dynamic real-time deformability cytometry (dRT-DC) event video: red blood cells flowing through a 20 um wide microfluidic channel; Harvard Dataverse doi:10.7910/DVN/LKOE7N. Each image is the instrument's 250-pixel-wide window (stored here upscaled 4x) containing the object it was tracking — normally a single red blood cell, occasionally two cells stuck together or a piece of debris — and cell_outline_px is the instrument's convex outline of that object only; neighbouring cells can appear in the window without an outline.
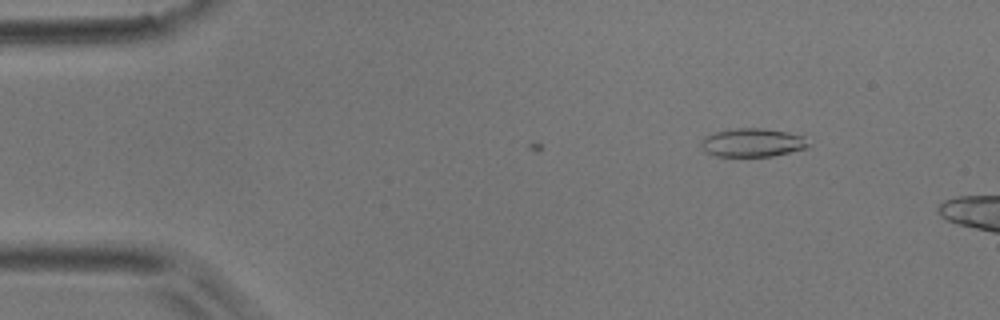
{"species": "common noctule bat (a hibernating species)", "species_latin": "Nyctalus noctula", "temperature_condition": "room temperature", "stored_images_in_passage": 4, "camera_frame_rate_fps": 3000, "um_per_image_px": 0.085, "animal": {"sex": "male", "body_mass_g": 17.9}, "frame": {"image": 1, "passage_image": 4, "time_ms": 1.0, "image_size_px": [1000, 320], "cell_outline_px": [[808, 148], [772, 156], [716, 156], [708, 152], [700, 144], [704, 136], [716, 132], [736, 128], [764, 128], [788, 132], [804, 136], [808, 144]], "centroid_in_image_um": [63.99, 12.11], "position_along_channel_um": 21.0, "area_um2": 17.69}}